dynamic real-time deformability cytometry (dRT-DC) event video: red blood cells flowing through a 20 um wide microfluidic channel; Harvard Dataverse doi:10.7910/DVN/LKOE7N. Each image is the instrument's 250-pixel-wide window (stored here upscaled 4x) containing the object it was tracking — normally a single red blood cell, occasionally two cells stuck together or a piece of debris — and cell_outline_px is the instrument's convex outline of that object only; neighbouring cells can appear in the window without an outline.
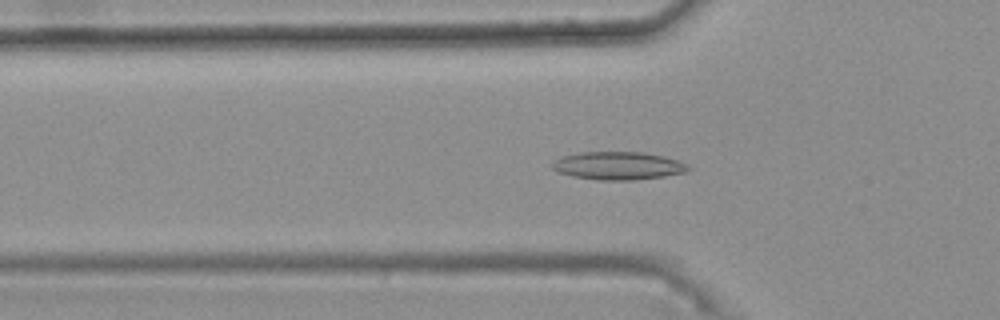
{"species": "common noctule bat (a hibernating species)", "species_latin": "Nyctalus noctula", "temperature_condition": "warm", "stored_images_in_passage": 34, "camera_frame_rate_fps": 3000, "um_per_image_px": 0.085, "animal": {"sex": "female", "body_mass_g": 25.1}, "frame": {"image": 1, "passage_image": 5, "time_ms": 1.333, "image_size_px": [1000, 320], "cell_outline_px": [[692, 168], [684, 172], [664, 176], [632, 180], [600, 180], [572, 176], [560, 172], [552, 168], [552, 164], [560, 156], [580, 152], [640, 152], [664, 156], [688, 164]], "centroid_in_image_um": [52.54, 14.08], "position_along_channel_um": 73.3, "area_um2": 22.02}}
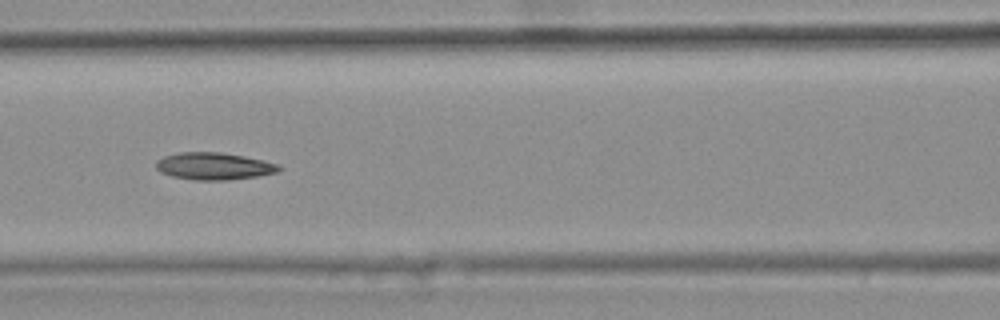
{"frame": {"image": 2, "passage_image": 11, "time_ms": 3.333, "image_size_px": [1000, 320], "cell_outline_px": [[280, 168], [276, 172], [256, 176], [224, 180], [196, 180], [172, 176], [160, 172], [156, 168], [156, 160], [164, 156], [180, 152], [220, 152], [244, 156], [264, 160], [276, 164]], "centroid_in_image_um": [18.13, 14.11], "position_along_channel_um": 148.5, "area_um2": 19.25}}
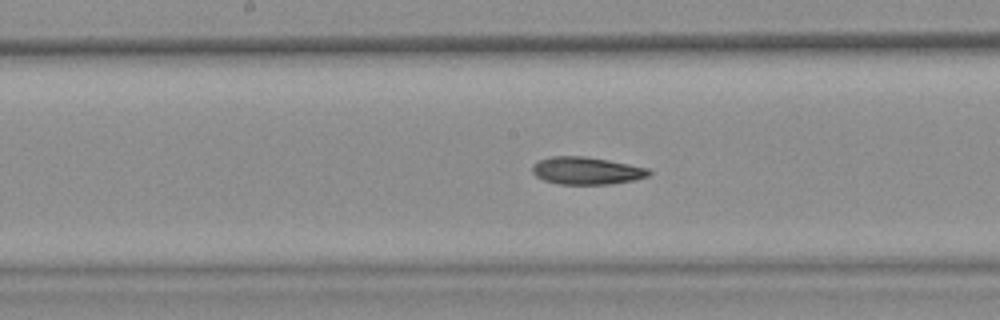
{"frame": {"image": 3, "passage_image": 15, "time_ms": 4.667, "image_size_px": [1000, 320], "cell_outline_px": [[652, 172], [648, 176], [632, 180], [608, 184], [560, 184], [544, 180], [536, 176], [532, 172], [532, 164], [540, 160], [552, 156], [584, 156], [608, 160], [648, 168]], "centroid_in_image_um": [49.83, 14.5], "position_along_channel_um": 198.4, "area_um2": 18.5}}